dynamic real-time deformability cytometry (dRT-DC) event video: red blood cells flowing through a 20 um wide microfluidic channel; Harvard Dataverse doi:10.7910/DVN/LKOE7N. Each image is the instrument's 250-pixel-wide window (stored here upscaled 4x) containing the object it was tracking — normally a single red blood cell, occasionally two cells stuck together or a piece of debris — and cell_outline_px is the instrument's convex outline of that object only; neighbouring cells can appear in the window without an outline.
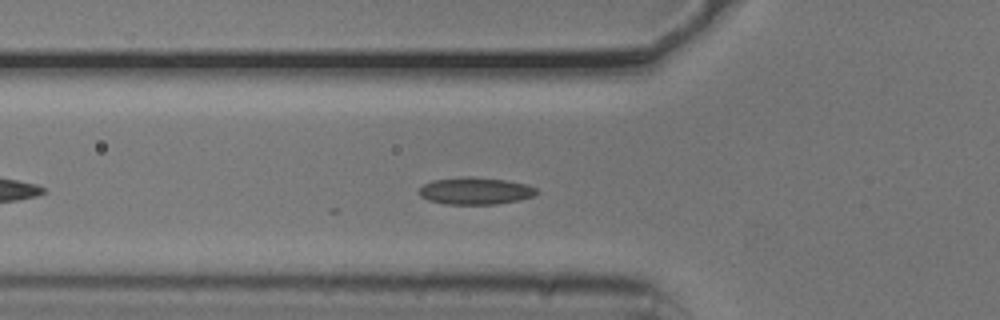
{"species": "common noctule bat (a hibernating species)", "species_latin": "Nyctalus noctula", "temperature_condition": "cold", "stored_images_in_passage": 33, "camera_frame_rate_fps": 3000, "um_per_image_px": 0.085, "animal": {"sex": "male", "body_mass_g": 20.5, "forearm_length_mm": 52.5}, "frame": {"image": 1, "passage_image": 3, "time_ms": 0.667, "image_size_px": [1000, 320], "cell_outline_px": [[540, 192], [536, 196], [520, 200], [496, 204], [444, 204], [428, 200], [420, 196], [420, 188], [424, 184], [432, 180], [460, 176], [472, 176], [504, 180], [528, 184], [536, 188]], "centroid_in_image_um": [40.44, 16.22], "position_along_channel_um": 85.4, "area_um2": 18.84}}
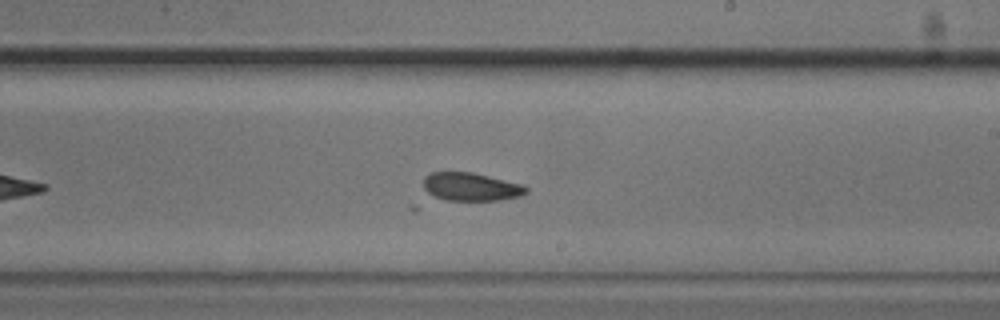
{"frame": {"image": 2, "passage_image": 16, "time_ms": 5.0, "image_size_px": [1000, 320], "cell_outline_px": [[528, 192], [520, 196], [500, 200], [448, 200], [436, 196], [428, 192], [424, 188], [424, 176], [428, 172], [472, 172], [524, 184], [528, 188]], "centroid_in_image_um": [40.07, 15.86], "position_along_channel_um": 248.9, "area_um2": 16.88}}
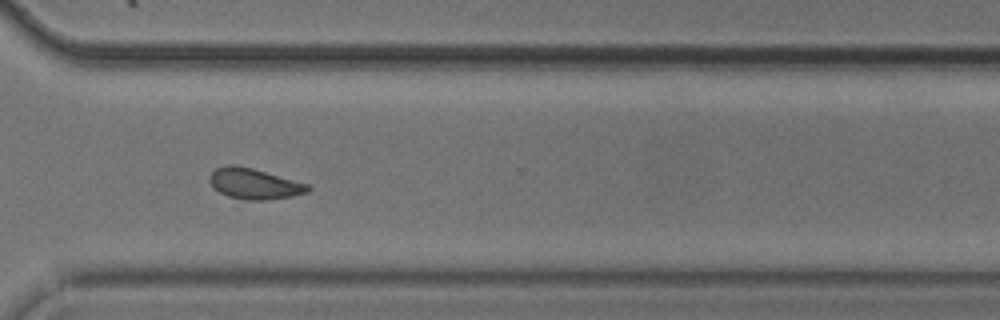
{"frame": {"image": 3, "passage_image": 24, "time_ms": 7.667, "image_size_px": [1000, 320], "cell_outline_px": [[312, 188], [308, 192], [292, 196], [268, 200], [244, 200], [228, 196], [212, 188], [208, 180], [208, 176], [216, 168], [224, 164], [232, 164], [252, 168], [312, 184]], "centroid_in_image_um": [21.62, 15.61], "position_along_channel_um": 349.0, "area_um2": 18.03}}